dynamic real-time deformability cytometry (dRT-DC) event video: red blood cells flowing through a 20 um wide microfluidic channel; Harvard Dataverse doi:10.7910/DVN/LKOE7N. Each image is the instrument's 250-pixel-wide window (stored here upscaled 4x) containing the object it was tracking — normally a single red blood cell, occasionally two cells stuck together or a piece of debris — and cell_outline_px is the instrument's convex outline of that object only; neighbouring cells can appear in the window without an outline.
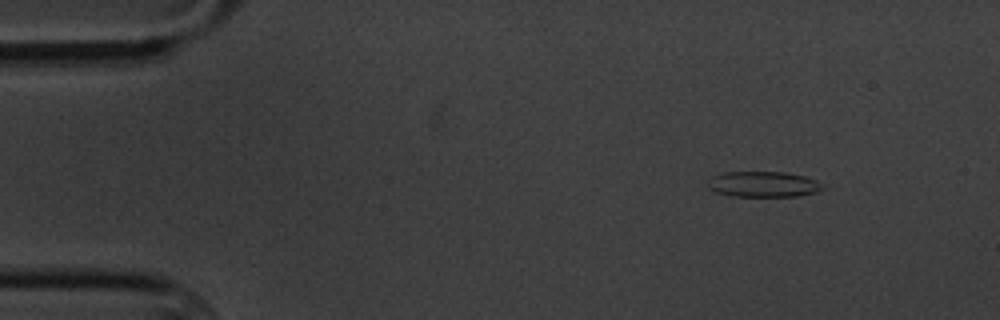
{"species": "common noctule bat (a hibernating species)", "species_latin": "Nyctalus noctula", "temperature_condition": "cold", "stored_images_in_passage": 3, "camera_frame_rate_fps": 3000, "um_per_image_px": 0.085, "animal": {"sex": "male", "body_mass_g": 20.1, "forearm_length_mm": 53.5}, "frame": {"image": 1, "passage_image": 1, "time_ms": 0.0, "image_size_px": [1000, 320], "cell_outline_px": [[828, 188], [816, 192], [800, 196], [732, 196], [716, 192], [708, 188], [708, 180], [712, 176], [724, 172], [784, 172], [804, 176], [816, 180]], "centroid_in_image_um": [64.9, 15.66], "position_along_channel_um": 20.1, "area_um2": 17.28}}